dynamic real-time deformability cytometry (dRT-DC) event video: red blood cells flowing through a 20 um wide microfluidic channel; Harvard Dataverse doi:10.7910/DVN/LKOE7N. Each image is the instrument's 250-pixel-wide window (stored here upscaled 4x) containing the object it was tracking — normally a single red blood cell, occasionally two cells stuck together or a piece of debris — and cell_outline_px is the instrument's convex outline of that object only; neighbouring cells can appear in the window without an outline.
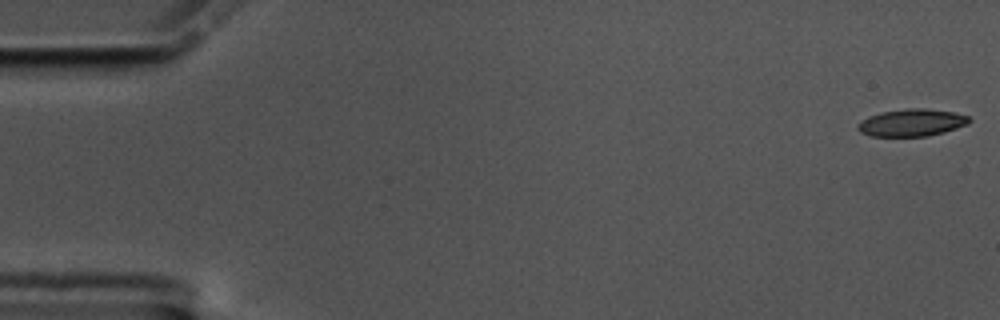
{"species": "common noctule bat (a hibernating species)", "species_latin": "Nyctalus noctula", "temperature_condition": "cold", "stored_images_in_passage": 44, "camera_frame_rate_fps": 3000, "um_per_image_px": 0.085, "animal": {"sex": "male", "body_mass_g": 17.5, "forearm_length_mm": 52.3}, "frame": {"image": 1, "passage_image": 1, "time_ms": 0.0, "image_size_px": [1000, 320], "cell_outline_px": [[972, 120], [968, 124], [944, 132], [928, 136], [872, 136], [860, 132], [856, 128], [856, 124], [860, 120], [868, 116], [880, 112], [904, 108], [928, 108], [952, 112], [968, 116]], "centroid_in_image_um": [77.46, 10.41], "position_along_channel_um": 7.5, "area_um2": 17.92}}
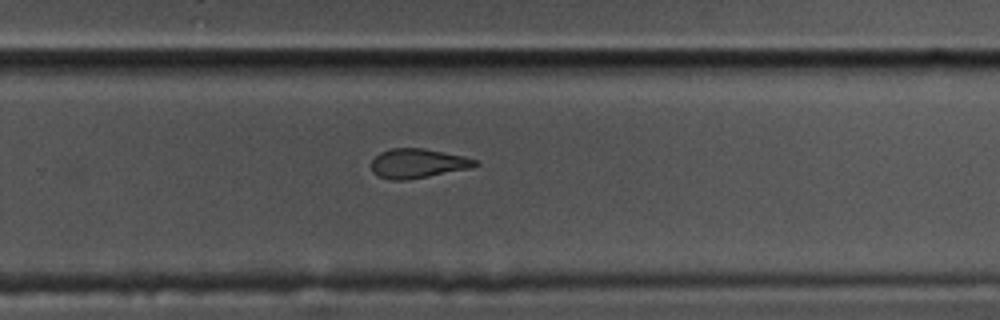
{"frame": {"image": 2, "passage_image": 38, "time_ms": 12.333, "image_size_px": [1000, 320], "cell_outline_px": [[480, 164], [472, 168], [408, 180], [392, 180], [376, 176], [372, 172], [372, 160], [380, 152], [392, 148], [424, 148], [464, 156], [480, 160]], "centroid_in_image_um": [35.54, 13.89], "position_along_channel_um": 294.3, "area_um2": 18.03}}
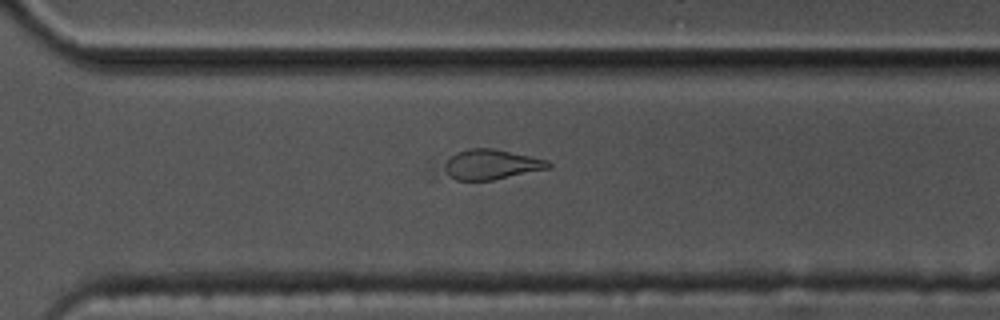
{"frame": {"image": 3, "passage_image": 41, "time_ms": 13.333, "image_size_px": [1000, 320], "cell_outline_px": [[552, 168], [492, 180], [456, 180], [432, 176], [428, 168], [456, 152], [468, 148], [492, 148], [548, 160], [552, 164]], "centroid_in_image_um": [41.36, 14.02], "position_along_channel_um": 329.2, "area_um2": 20.06}}